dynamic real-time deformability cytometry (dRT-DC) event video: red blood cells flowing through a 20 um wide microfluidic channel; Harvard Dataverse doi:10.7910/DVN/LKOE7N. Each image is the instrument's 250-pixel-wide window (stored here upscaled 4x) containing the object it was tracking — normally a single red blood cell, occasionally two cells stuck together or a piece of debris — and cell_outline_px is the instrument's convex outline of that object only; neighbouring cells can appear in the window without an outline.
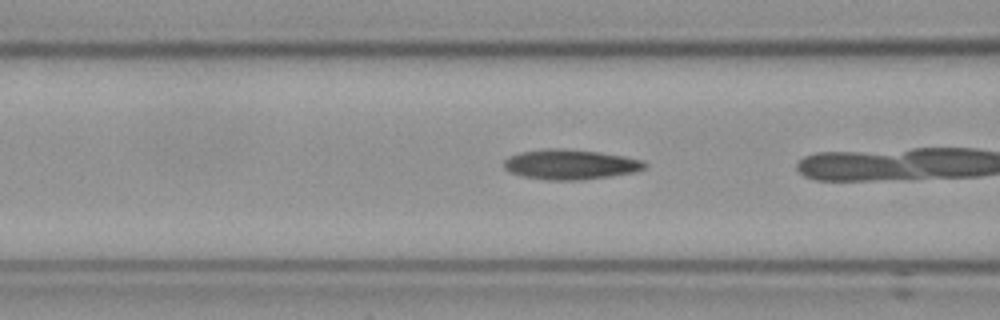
{"species": "Egyptian fruit bat (a non-hibernating species)", "species_latin": "Rousettus aegyptiacus", "temperature_condition": "cold", "stored_images_in_passage": 5, "camera_frame_rate_fps": 3000, "um_per_image_px": 0.085, "frame": {"image": 1, "passage_image": 4, "time_ms": 1.0, "image_size_px": [1000, 320], "cell_outline_px": [[648, 164], [644, 168], [636, 172], [612, 176], [580, 180], [548, 180], [524, 176], [512, 172], [504, 168], [504, 160], [508, 156], [520, 152], [544, 148], [564, 148], [596, 152], [624, 156], [644, 160]], "centroid_in_image_um": [48.5, 13.97], "position_along_channel_um": 118.1, "area_um2": 24.68}}